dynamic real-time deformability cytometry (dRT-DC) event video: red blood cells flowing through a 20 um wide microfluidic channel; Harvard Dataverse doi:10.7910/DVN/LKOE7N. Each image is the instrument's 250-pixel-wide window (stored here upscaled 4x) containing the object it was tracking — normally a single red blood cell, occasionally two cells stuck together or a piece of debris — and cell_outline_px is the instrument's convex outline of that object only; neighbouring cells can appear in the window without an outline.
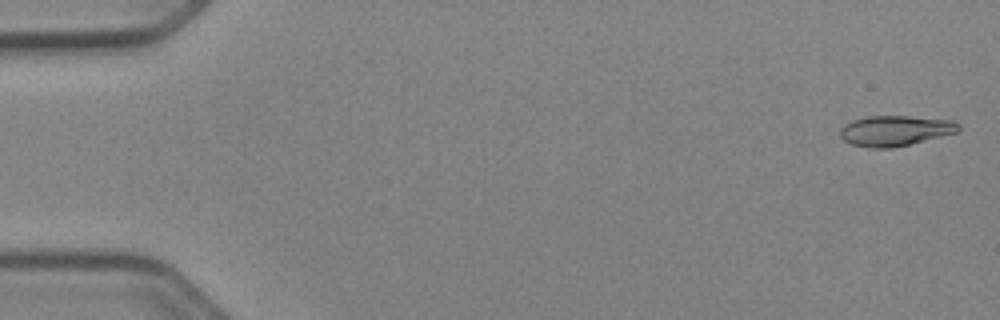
{"species": "Egyptian fruit bat (a non-hibernating species)", "species_latin": "Rousettus aegyptiacus", "temperature_condition": "cold", "stored_images_in_passage": 52, "camera_frame_rate_fps": 3000, "um_per_image_px": 0.085, "animal": {"sex": "female"}, "frame": {"image": 1, "passage_image": 2, "time_ms": 0.333, "image_size_px": [1000, 320], "cell_outline_px": [[960, 132], [892, 148], [868, 148], [852, 144], [844, 140], [840, 136], [840, 128], [844, 124], [852, 120], [868, 116], [908, 116], [956, 120], [960, 124]], "centroid_in_image_um": [76.12, 11.1], "position_along_channel_um": 8.9, "area_um2": 21.21}}
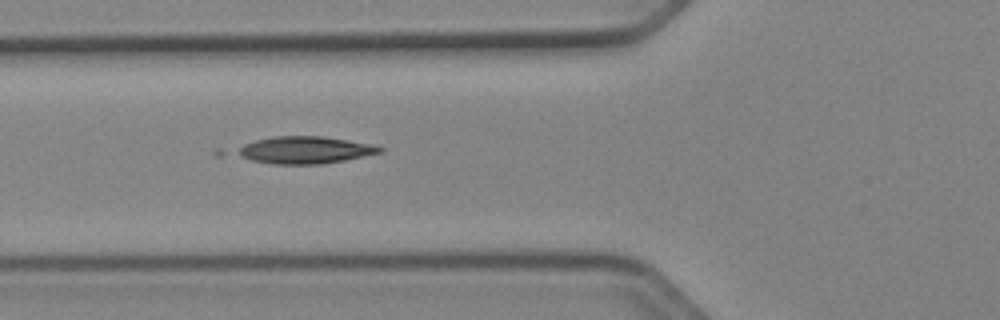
{"frame": {"image": 2, "passage_image": 20, "time_ms": 6.333, "image_size_px": [1000, 320], "cell_outline_px": [[384, 152], [324, 164], [272, 164], [216, 156], [212, 152], [216, 148], [276, 136], [324, 136], [376, 144], [384, 148]], "centroid_in_image_um": [25.37, 12.76], "position_along_channel_um": 100.4, "area_um2": 25.2}}
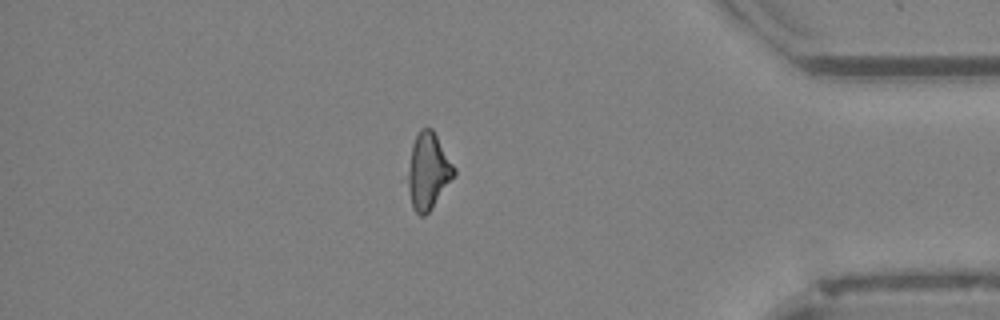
{"frame": {"image": 3, "passage_image": 45, "time_ms": 14.667, "image_size_px": [1000, 320], "cell_outline_px": [[456, 176], [428, 212], [424, 216], [420, 216], [412, 208], [400, 180], [412, 144], [420, 128], [432, 128], [456, 168]], "centroid_in_image_um": [36.28, 14.59], "position_along_channel_um": 398.9, "area_um2": 22.08}}